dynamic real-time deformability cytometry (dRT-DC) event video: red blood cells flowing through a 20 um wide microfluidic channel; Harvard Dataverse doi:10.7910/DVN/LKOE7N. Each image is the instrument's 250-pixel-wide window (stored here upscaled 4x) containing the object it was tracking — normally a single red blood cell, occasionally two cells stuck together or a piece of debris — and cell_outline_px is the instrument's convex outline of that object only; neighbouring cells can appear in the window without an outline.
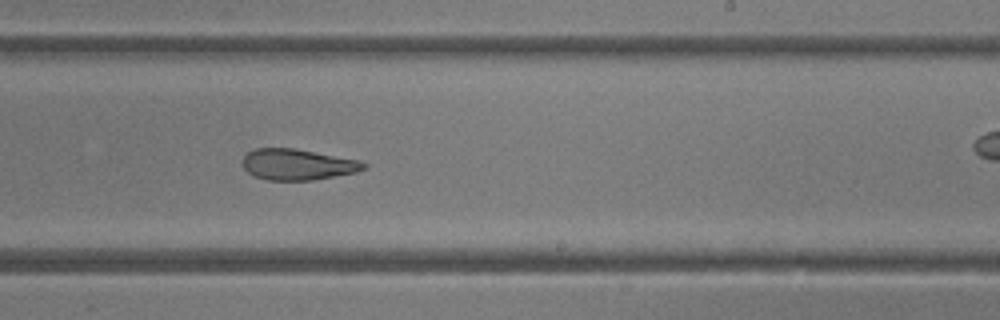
{"species": "common noctule bat (a hibernating species)", "species_latin": "Nyctalus noctula", "temperature_condition": "room temperature", "stored_images_in_passage": 32, "camera_frame_rate_fps": 3000, "um_per_image_px": 0.085, "animal": {"sex": "female"}, "frame": {"image": 1, "passage_image": 19, "time_ms": 6.0, "image_size_px": [1000, 320], "cell_outline_px": [[368, 168], [356, 172], [312, 180], [268, 180], [256, 176], [248, 172], [244, 168], [244, 156], [248, 152], [256, 148], [296, 148], [360, 160], [368, 164]], "centroid_in_image_um": [25.35, 13.97], "position_along_channel_um": 263.7, "area_um2": 21.85}}